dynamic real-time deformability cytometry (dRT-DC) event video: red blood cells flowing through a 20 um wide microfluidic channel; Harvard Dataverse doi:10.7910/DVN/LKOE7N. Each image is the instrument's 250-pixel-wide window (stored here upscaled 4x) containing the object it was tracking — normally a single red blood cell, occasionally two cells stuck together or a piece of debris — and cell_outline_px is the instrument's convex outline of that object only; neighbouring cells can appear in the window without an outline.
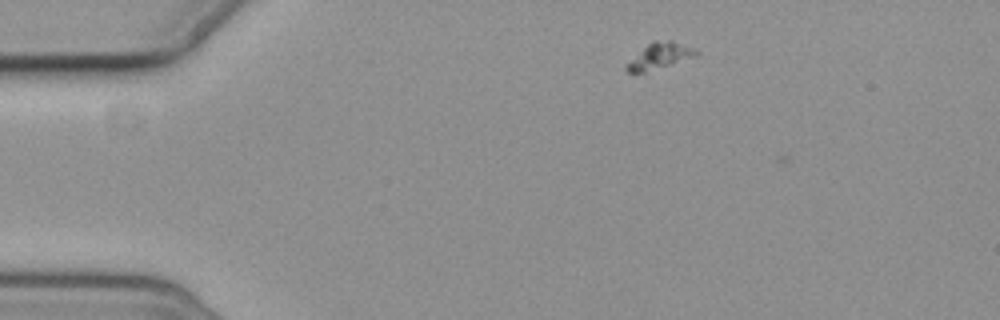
{"species": "common noctule bat (a hibernating species)", "species_latin": "Nyctalus noctula", "temperature_condition": "cold", "stored_images_in_passage": 2, "camera_frame_rate_fps": 3000, "um_per_image_px": 0.085, "animal": {"sex": "female", "body_mass_g": 19.3, "forearm_length_mm": 54.1}, "frame": {"image": 1, "passage_image": 1, "time_ms": 0.0, "image_size_px": [1000, 320], "cell_outline_px": [[700, 56], [644, 72], [628, 72], [624, 68], [624, 64], [652, 40], [672, 40], [696, 48], [700, 52]], "centroid_in_image_um": [56.12, 4.73], "position_along_channel_um": 28.9, "area_um2": 10.87}}